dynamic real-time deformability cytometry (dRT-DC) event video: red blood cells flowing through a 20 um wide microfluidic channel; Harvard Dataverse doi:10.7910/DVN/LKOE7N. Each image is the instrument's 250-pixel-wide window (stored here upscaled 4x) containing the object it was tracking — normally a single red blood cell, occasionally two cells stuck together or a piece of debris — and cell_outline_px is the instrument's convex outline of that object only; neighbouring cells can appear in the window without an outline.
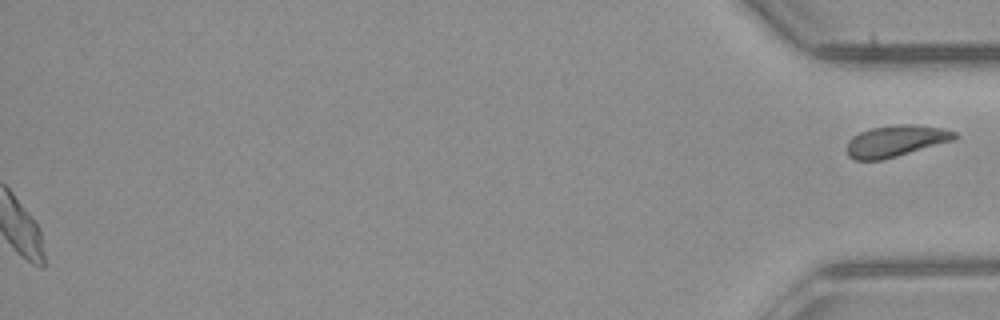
{"species": "common noctule bat (a hibernating species)", "species_latin": "Nyctalus noctula", "temperature_condition": "room temperature", "stored_images_in_passage": 40, "segment_of_instrument_passage": [2, 2], "camera_frame_rate_fps": 3000, "um_per_image_px": 0.085, "animal": {"sex": "male", "body_mass_g": 23.1, "forearm_length_mm": 52.7}, "frame": {"image": 1, "passage_image": 40, "time_ms": 13.0, "image_size_px": [1000, 320], "cell_outline_px": [[960, 136], [952, 140], [896, 156], [880, 160], [856, 160], [848, 156], [848, 140], [852, 136], [860, 132], [872, 128], [896, 124], [916, 124], [944, 128], [956, 132]], "centroid_in_image_um": [76.15, 11.96], "position_along_channel_um": 359.0, "area_um2": 19.59}}